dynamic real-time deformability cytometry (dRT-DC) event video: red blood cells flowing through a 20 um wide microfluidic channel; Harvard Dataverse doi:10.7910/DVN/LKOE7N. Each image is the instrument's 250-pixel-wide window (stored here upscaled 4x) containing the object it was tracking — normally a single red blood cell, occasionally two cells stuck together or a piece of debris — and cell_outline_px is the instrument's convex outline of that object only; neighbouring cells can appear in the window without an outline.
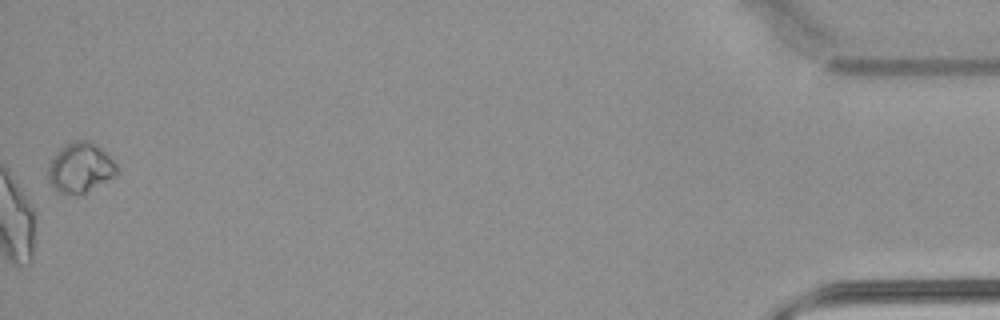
{"species": "common noctule bat (a hibernating species)", "species_latin": "Nyctalus noctula", "temperature_condition": "warm", "stored_images_in_passage": 54, "camera_frame_rate_fps": 3000, "um_per_image_px": 0.085, "animal": {"sex": "male", "body_mass_g": 21.5, "forearm_length_mm": 52.0}, "frame": {"image": 1, "passage_image": 54, "time_ms": 17.667, "image_size_px": [1000, 320], "cell_outline_px": [[120, 172], [116, 176], [84, 192], [60, 192], [52, 188], [48, 180], [48, 168], [56, 152], [64, 144], [76, 140], [88, 140], [100, 148], [116, 164]], "centroid_in_image_um": [6.82, 14.23], "position_along_channel_um": 428.4, "area_um2": 19.54}, "authors_computed_cell_mechanics": {"area_um2": 23.6691, "velocity_mm_per_s": 3.8994, "shape_relaxation_time_tau1_ms": null, "shape_relaxation_time_tau2_ms": 5.4381, "deformation_change_tau1": null, "deformation_change_tau2": 0.1394}}